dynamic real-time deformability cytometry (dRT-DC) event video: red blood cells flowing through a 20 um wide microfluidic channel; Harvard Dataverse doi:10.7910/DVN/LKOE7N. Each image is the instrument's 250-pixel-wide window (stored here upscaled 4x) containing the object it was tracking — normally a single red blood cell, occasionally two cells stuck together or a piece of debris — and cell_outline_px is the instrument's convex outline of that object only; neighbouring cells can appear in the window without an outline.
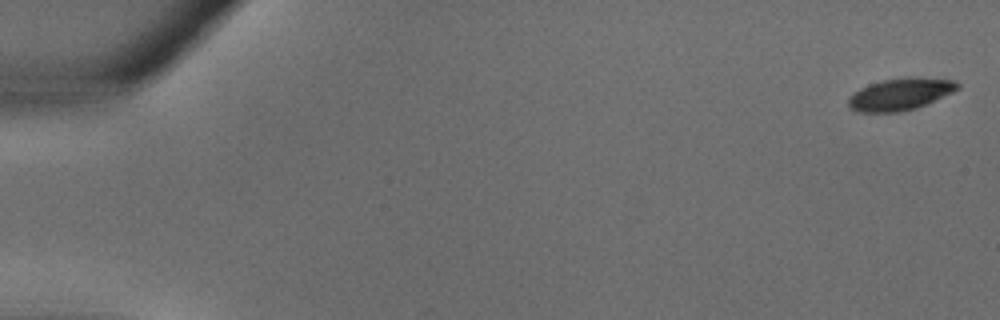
{"species": "common noctule bat (a hibernating species)", "species_latin": "Nyctalus noctula", "temperature_condition": "warm", "stored_images_in_passage": 36, "camera_frame_rate_fps": 3000, "um_per_image_px": 0.085, "animal": {"sex": "male", "body_mass_g": 18.8}, "frame": {"image": 1, "passage_image": 1, "time_ms": 0.0, "image_size_px": [1000, 320], "cell_outline_px": [[960, 88], [952, 92], [916, 108], [896, 112], [860, 112], [848, 108], [848, 100], [860, 88], [884, 80], [908, 76], [956, 80], [960, 84]], "centroid_in_image_um": [76.55, 7.99], "position_along_channel_um": 8.5, "area_um2": 20.11}}
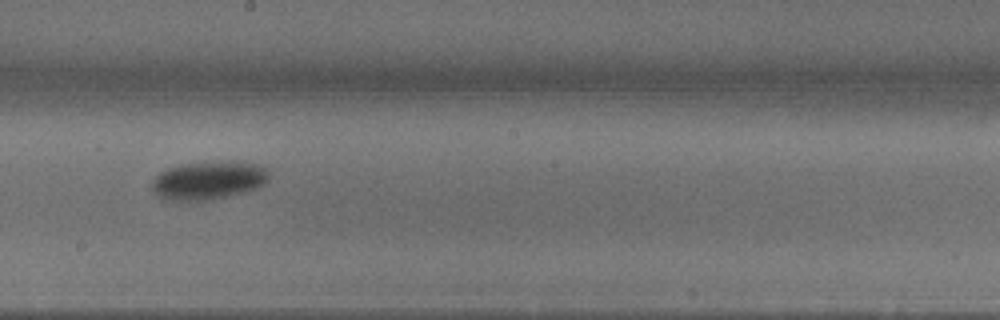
{"frame": {"image": 2, "passage_image": 21, "time_ms": 6.667, "image_size_px": [1000, 320], "cell_outline_px": [[268, 180], [260, 188], [244, 192], [208, 200], [160, 200], [152, 188], [152, 180], [160, 172], [168, 168], [184, 164], [228, 160], [232, 160], [256, 164], [264, 168], [268, 172]], "centroid_in_image_um": [17.72, 15.33], "position_along_channel_um": 230.5, "area_um2": 26.24}}
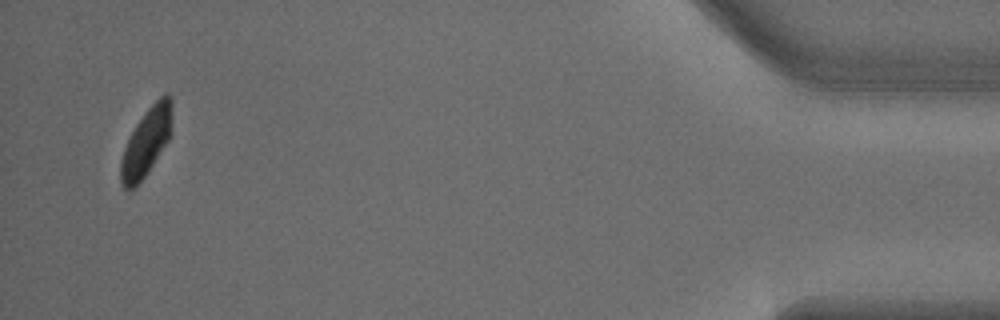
{"frame": {"image": 3, "passage_image": 35, "time_ms": 11.333, "image_size_px": [1000, 320], "cell_outline_px": [[172, 132], [168, 140], [144, 176], [128, 192], [120, 184], [120, 160], [124, 148], [136, 124], [148, 108], [164, 92], [168, 92], [172, 100]], "centroid_in_image_um": [12.44, 12.03], "position_along_channel_um": 422.8, "area_um2": 20.17}}